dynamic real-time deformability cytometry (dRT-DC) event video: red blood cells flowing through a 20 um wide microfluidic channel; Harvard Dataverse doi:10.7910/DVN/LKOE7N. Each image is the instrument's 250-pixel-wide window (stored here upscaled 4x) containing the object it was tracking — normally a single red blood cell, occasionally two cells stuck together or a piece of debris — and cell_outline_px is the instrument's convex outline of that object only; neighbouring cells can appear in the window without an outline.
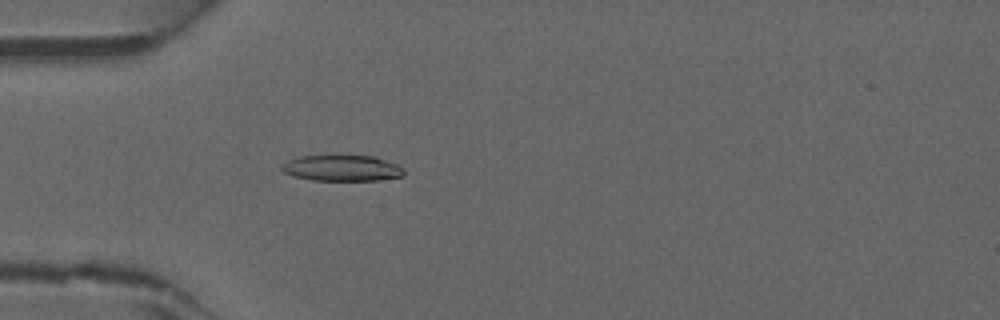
{"species": "common noctule bat (a hibernating species)", "species_latin": "Nyctalus noctula", "temperature_condition": "warm", "stored_images_in_passage": 38, "camera_frame_rate_fps": 3000, "um_per_image_px": 0.085, "animal": {"sex": "male", "forearm_length_mm": 52.5}, "frame": {"image": 1, "passage_image": 7, "time_ms": 2.0, "image_size_px": [1000, 320], "cell_outline_px": [[404, 176], [376, 180], [312, 180], [292, 176], [284, 172], [280, 168], [280, 164], [288, 160], [300, 156], [372, 156], [396, 164], [404, 168]], "centroid_in_image_um": [29.03, 14.29], "position_along_channel_um": 56.0, "area_um2": 18.38}}
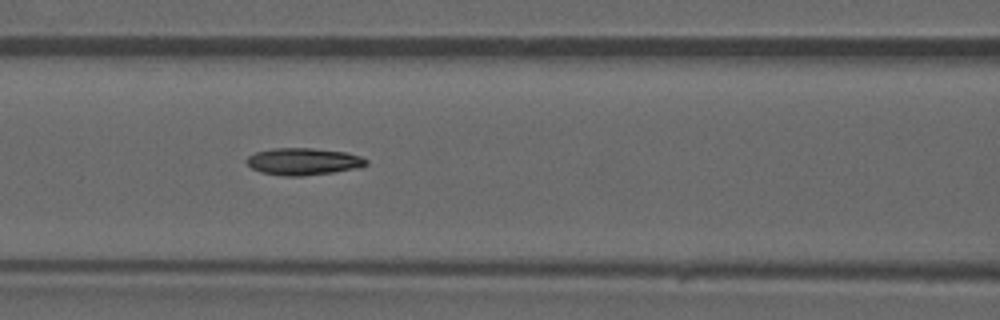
{"frame": {"image": 2, "passage_image": 13, "time_ms": 4.0, "image_size_px": [1000, 320], "cell_outline_px": [[368, 164], [356, 168], [332, 172], [304, 176], [284, 176], [260, 172], [252, 168], [244, 160], [248, 156], [256, 152], [272, 148], [312, 148], [348, 152], [360, 156], [368, 160]], "centroid_in_image_um": [25.77, 13.72], "position_along_channel_um": 140.8, "area_um2": 18.9}}
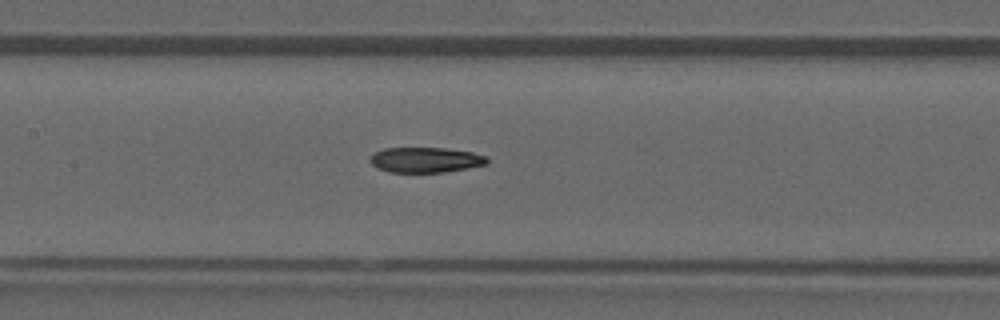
{"frame": {"image": 3, "passage_image": 15, "time_ms": 4.667, "image_size_px": [1000, 320], "cell_outline_px": [[488, 164], [468, 168], [444, 172], [388, 172], [376, 168], [372, 164], [372, 156], [376, 152], [384, 148], [444, 148], [472, 152], [488, 156]], "centroid_in_image_um": [36.22, 13.59], "position_along_channel_um": 171.2, "area_um2": 17.17}}